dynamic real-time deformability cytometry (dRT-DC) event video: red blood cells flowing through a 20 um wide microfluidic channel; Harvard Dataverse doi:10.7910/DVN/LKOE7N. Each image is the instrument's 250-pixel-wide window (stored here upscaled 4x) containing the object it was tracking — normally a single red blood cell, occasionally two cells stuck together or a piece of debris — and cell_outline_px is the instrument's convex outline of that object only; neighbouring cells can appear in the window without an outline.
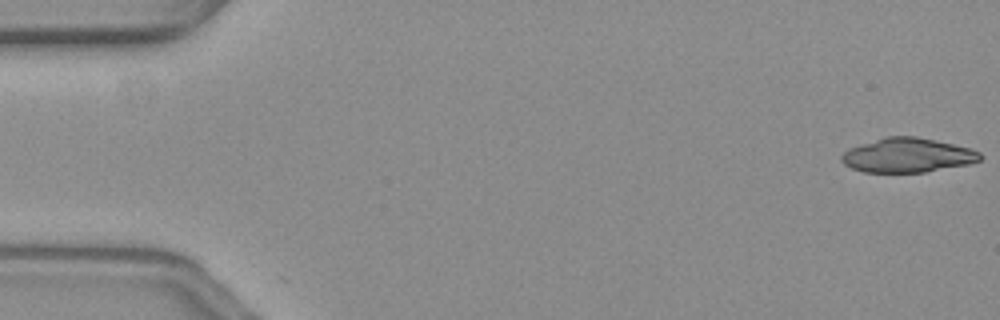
{"species": "common noctule bat (a hibernating species)", "species_latin": "Nyctalus noctula", "temperature_condition": "warm", "stored_images_in_passage": 56, "segment_of_instrument_passage": [1, 2], "camera_frame_rate_fps": 3000, "um_per_image_px": 0.085, "animal": {"sex": "female", "body_mass_g": 19.3, "forearm_length_mm": 54.1}, "frame": {"image": 1, "passage_image": 1, "time_ms": 0.0, "image_size_px": [1000, 320], "cell_outline_px": [[984, 156], [980, 160], [968, 164], [924, 172], [864, 172], [852, 168], [844, 164], [840, 160], [840, 156], [848, 148], [884, 136], [916, 136], [972, 148], [980, 152]], "centroid_in_image_um": [77.13, 13.19], "position_along_channel_um": 7.9, "area_um2": 27.86}}